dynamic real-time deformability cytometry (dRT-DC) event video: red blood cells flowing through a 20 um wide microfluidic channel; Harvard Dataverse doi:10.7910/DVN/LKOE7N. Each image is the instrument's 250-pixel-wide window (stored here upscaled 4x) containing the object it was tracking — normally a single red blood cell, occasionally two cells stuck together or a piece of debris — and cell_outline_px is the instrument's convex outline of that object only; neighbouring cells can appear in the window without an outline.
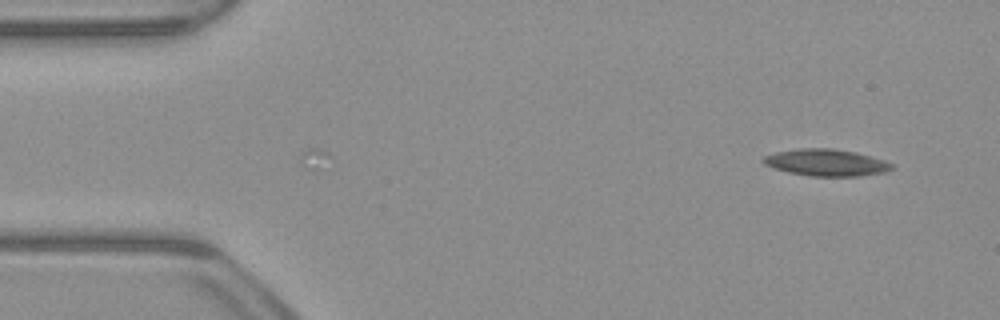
{"species": "common noctule bat (a hibernating species)", "species_latin": "Nyctalus noctula", "temperature_condition": "warm", "stored_images_in_passage": 18, "camera_frame_rate_fps": 3000, "um_per_image_px": 0.085, "animal": {"sex": "male", "body_mass_g": 23.1, "forearm_length_mm": 52.7}, "frame": {"image": 1, "passage_image": 18, "time_ms": 5.667, "image_size_px": [1000, 320], "cell_outline_px": [[896, 164], [888, 172], [860, 176], [812, 176], [788, 172], [772, 168], [764, 164], [760, 160], [764, 156], [776, 152], [796, 148], [832, 148], [856, 152], [884, 160]], "centroid_in_image_um": [70.23, 13.82], "position_along_channel_um": 14.8, "area_um2": 20.35}}